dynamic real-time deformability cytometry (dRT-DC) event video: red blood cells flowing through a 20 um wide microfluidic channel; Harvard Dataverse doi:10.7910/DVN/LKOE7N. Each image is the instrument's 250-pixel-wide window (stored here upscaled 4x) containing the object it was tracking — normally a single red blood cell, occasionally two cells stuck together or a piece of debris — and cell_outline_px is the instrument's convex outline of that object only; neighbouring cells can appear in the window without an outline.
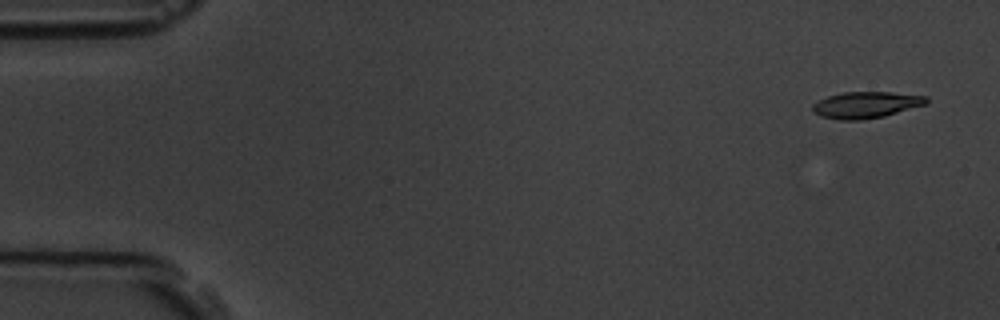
{"species": "common noctule bat (a hibernating species)", "species_latin": "Nyctalus noctula", "temperature_condition": "room temperature", "stored_images_in_passage": 5, "camera_frame_rate_fps": 3000, "um_per_image_px": 0.085, "animal": {"sex": "male", "body_mass_g": 19.5, "forearm_length_mm": 54.6}, "frame": {"image": 1, "passage_image": 1, "time_ms": 0.0, "image_size_px": [1000, 320], "cell_outline_px": [[928, 100], [924, 104], [884, 116], [860, 120], [840, 120], [820, 116], [812, 112], [812, 104], [828, 96], [844, 92], [892, 92], [928, 96]], "centroid_in_image_um": [73.57, 8.91], "position_along_channel_um": 11.4, "area_um2": 17.4}}
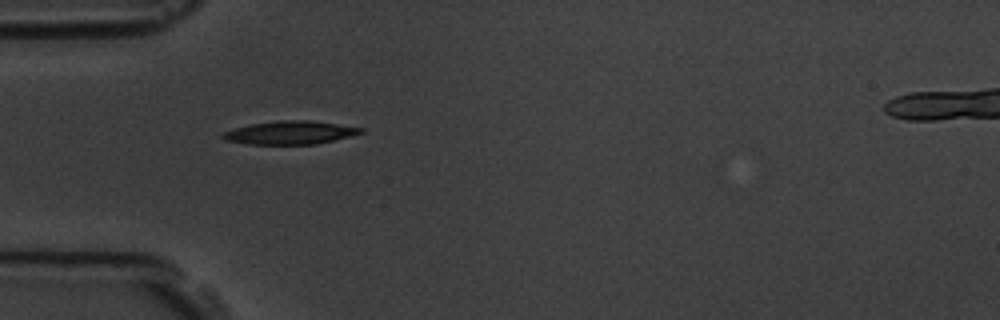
{"frame": {"image": 2, "passage_image": 5, "time_ms": 4.667, "image_size_px": [1000, 320], "cell_outline_px": [[364, 132], [352, 136], [316, 144], [248, 144], [224, 140], [220, 136], [220, 132], [252, 124], [276, 120], [308, 120], [364, 128]], "centroid_in_image_um": [24.63, 11.27], "position_along_channel_um": 60.4, "area_um2": 18.73}}